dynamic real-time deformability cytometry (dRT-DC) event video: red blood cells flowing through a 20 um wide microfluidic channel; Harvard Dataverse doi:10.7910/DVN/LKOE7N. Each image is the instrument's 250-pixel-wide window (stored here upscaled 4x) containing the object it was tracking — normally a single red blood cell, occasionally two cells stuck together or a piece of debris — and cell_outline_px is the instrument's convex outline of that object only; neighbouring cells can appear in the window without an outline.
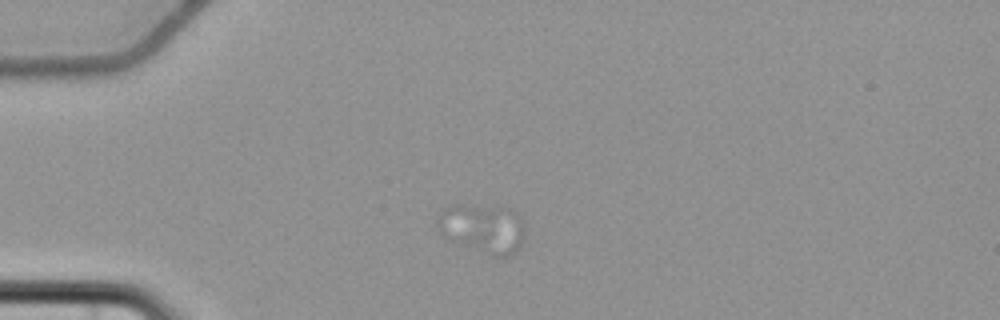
{"species": "common noctule bat (a hibernating species)", "species_latin": "Nyctalus noctula", "temperature_condition": "cold", "stored_images_in_passage": 3, "camera_frame_rate_fps": 3000, "um_per_image_px": 0.085, "animal": {"sex": "female", "body_mass_g": 22.7, "forearm_length_mm": 54.2}, "frame": {"image": 1, "passage_image": 2, "time_ms": 2.333, "image_size_px": [1000, 320], "cell_outline_px": [[524, 232], [520, 244], [508, 256], [492, 256], [452, 240], [444, 236], [440, 232], [436, 224], [440, 208], [452, 204], [464, 204], [508, 208], [516, 212], [524, 224]], "centroid_in_image_um": [40.98, 19.36], "position_along_channel_um": 44.0, "area_um2": 24.91}}